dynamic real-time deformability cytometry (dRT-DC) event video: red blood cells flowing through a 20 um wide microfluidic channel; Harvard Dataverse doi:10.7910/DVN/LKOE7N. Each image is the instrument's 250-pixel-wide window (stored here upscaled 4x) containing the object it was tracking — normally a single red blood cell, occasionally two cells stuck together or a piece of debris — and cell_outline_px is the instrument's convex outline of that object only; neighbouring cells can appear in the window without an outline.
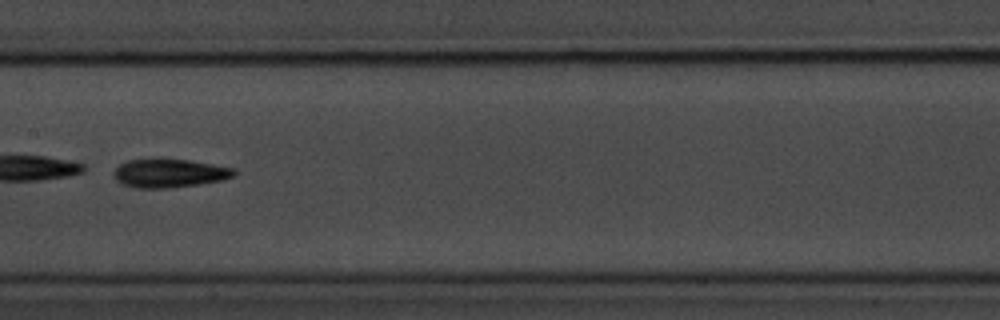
{"species": "common noctule bat (a hibernating species)", "species_latin": "Nyctalus noctula", "temperature_condition": "room temperature", "stored_images_in_passage": 9, "camera_frame_rate_fps": 3000, "um_per_image_px": 0.085, "animal": {"sex": "male", "body_mass_g": 20.1, "forearm_length_mm": 53.5}, "frame": {"image": 1, "passage_image": 8, "time_ms": 8.333, "image_size_px": [1000, 320], "cell_outline_px": [[236, 172], [232, 176], [224, 180], [168, 188], [136, 188], [120, 184], [116, 180], [112, 172], [120, 164], [128, 160], [188, 160], [236, 168]], "centroid_in_image_um": [14.38, 14.74], "position_along_channel_um": 193.0, "area_um2": 19.77}}